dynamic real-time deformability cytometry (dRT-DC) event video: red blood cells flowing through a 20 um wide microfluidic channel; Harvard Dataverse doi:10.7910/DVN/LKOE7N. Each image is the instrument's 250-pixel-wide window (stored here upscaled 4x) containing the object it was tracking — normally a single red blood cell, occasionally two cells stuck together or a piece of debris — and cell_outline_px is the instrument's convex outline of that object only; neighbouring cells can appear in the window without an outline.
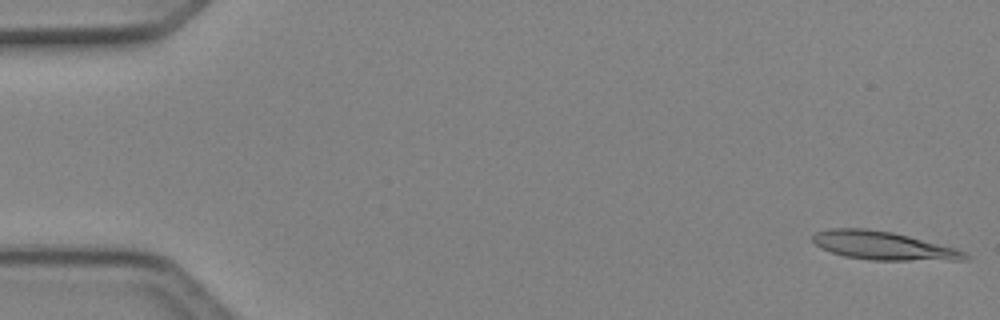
{"species": "Egyptian fruit bat (a non-hibernating species)", "species_latin": "Rousettus aegyptiacus", "temperature_condition": "cold", "stored_images_in_passage": 5, "camera_frame_rate_fps": 3000, "um_per_image_px": 0.085, "animal": {"sex": "female"}, "frame": {"image": 1, "passage_image": 1, "time_ms": 0.0, "image_size_px": [1000, 320], "cell_outline_px": [[972, 256], [968, 260], [872, 260], [844, 256], [820, 248], [812, 240], [812, 236], [816, 232], [828, 228], [868, 228], [892, 232], [956, 248]], "centroid_in_image_um": [75.07, 20.88], "position_along_channel_um": 9.9, "area_um2": 25.2}}
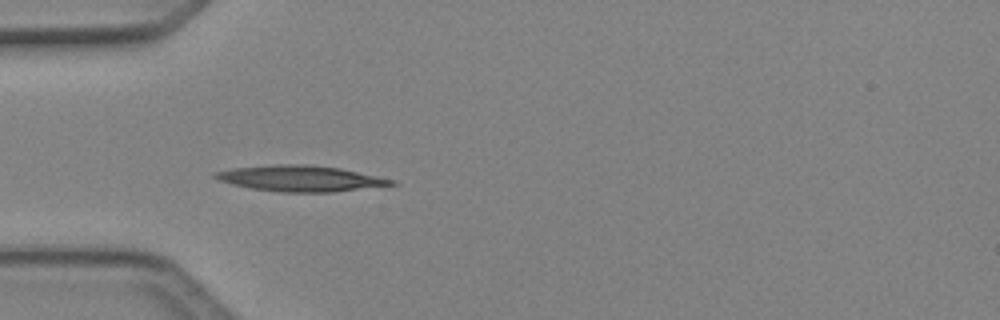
{"frame": {"image": 2, "passage_image": 5, "time_ms": 1.333, "image_size_px": [1000, 320], "cell_outline_px": [[400, 184], [332, 192], [280, 192], [252, 188], [232, 184], [220, 180], [212, 176], [212, 172], [232, 168], [280, 164], [308, 164], [340, 168], [396, 180]], "centroid_in_image_um": [25.56, 15.16], "position_along_channel_um": 59.4, "area_um2": 26.53}}